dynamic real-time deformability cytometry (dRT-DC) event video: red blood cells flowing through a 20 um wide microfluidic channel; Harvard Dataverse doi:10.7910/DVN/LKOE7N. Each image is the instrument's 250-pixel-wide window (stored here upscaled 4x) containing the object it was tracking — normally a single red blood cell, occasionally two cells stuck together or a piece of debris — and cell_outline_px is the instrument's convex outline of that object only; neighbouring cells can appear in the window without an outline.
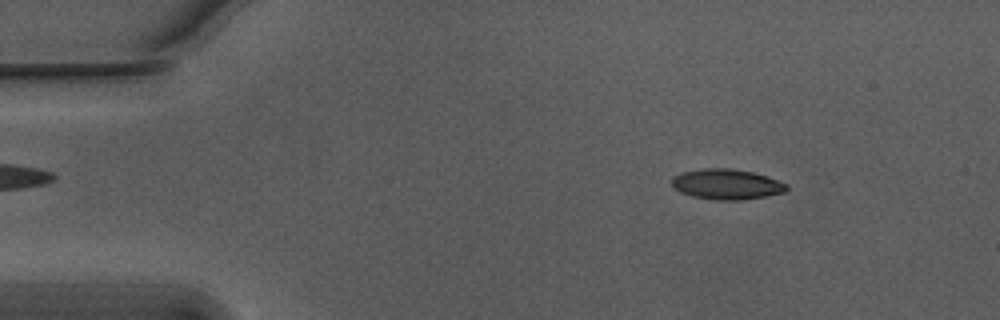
{"species": "Egyptian fruit bat (a non-hibernating species)", "species_latin": "Rousettus aegyptiacus", "temperature_condition": "warm", "stored_images_in_passage": 54, "camera_frame_rate_fps": 3000, "um_per_image_px": 0.085, "animal": {"sex": "male"}, "frame": {"image": 1, "passage_image": 7, "time_ms": 2.0, "image_size_px": [1000, 320], "cell_outline_px": [[788, 188], [784, 192], [764, 196], [740, 200], [716, 200], [692, 196], [680, 192], [672, 188], [672, 176], [684, 172], [704, 168], [728, 168], [752, 172], [788, 184]], "centroid_in_image_um": [61.72, 15.66], "position_along_channel_um": 23.3, "area_um2": 20.11}}
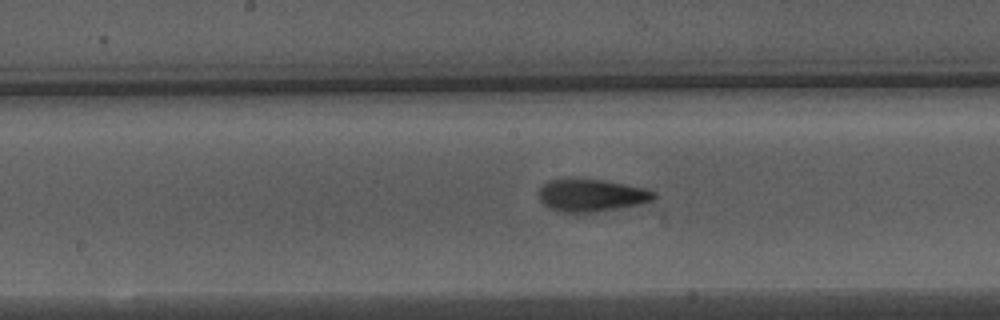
{"frame": {"image": 2, "passage_image": 27, "time_ms": 8.667, "image_size_px": [1000, 320], "cell_outline_px": [[656, 196], [652, 200], [640, 204], [596, 212], [560, 212], [548, 208], [540, 200], [540, 188], [548, 180], [604, 180], [648, 188], [656, 192]], "centroid_in_image_um": [50.32, 16.61], "position_along_channel_um": 197.9, "area_um2": 21.56}}
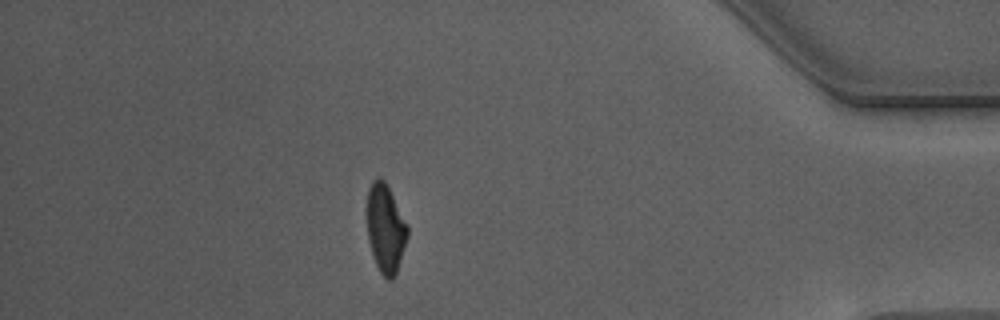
{"frame": {"image": 3, "passage_image": 47, "time_ms": 15.333, "image_size_px": [1000, 320], "cell_outline_px": [[408, 236], [396, 272], [392, 280], [388, 280], [380, 272], [376, 264], [368, 240], [368, 188], [372, 180], [376, 176], [380, 176], [384, 180], [408, 224]], "centroid_in_image_um": [32.77, 19.39], "position_along_channel_um": 402.4, "area_um2": 20.63}, "authors_computed_cell_mechanics": {"area_um2": 21.0392, "velocity_mm_per_s": 3.7661, "shape_relaxation_time_tau1_ms": 5.96, "shape_relaxation_time_tau2_ms": 2.7544, "deformation_change_tau1": 0.1871, "deformation_change_tau2": 0.1176}}